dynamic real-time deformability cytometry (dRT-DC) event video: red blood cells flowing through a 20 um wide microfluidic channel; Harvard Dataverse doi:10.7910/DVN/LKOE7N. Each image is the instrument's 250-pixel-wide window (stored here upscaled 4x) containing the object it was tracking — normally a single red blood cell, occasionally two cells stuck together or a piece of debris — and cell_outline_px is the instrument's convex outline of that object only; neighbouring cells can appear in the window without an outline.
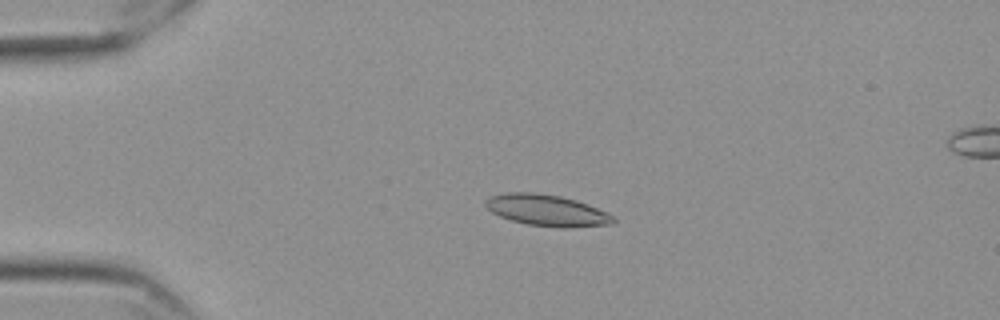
{"species": "Egyptian fruit bat (a non-hibernating species)", "species_latin": "Rousettus aegyptiacus", "temperature_condition": "cold", "stored_images_in_passage": 58, "camera_frame_rate_fps": 3000, "um_per_image_px": 0.085, "frame": {"image": 1, "passage_image": 14, "time_ms": 4.333, "image_size_px": [1000, 320], "cell_outline_px": [[616, 220], [612, 224], [528, 224], [512, 220], [500, 216], [492, 212], [484, 204], [484, 200], [492, 196], [504, 192], [532, 192], [560, 196], [576, 200], [588, 204], [616, 216]], "centroid_in_image_um": [46.41, 17.8], "position_along_channel_um": 38.6, "area_um2": 22.08}}
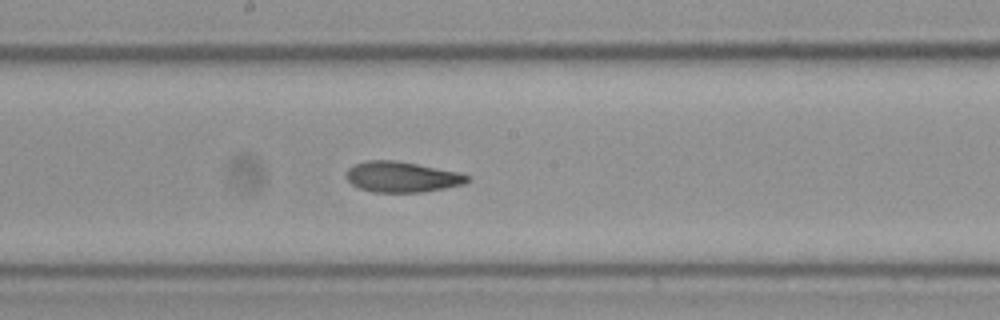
{"frame": {"image": 2, "passage_image": 32, "time_ms": 10.333, "image_size_px": [1000, 320], "cell_outline_px": [[472, 180], [464, 184], [444, 188], [420, 192], [372, 192], [360, 188], [352, 184], [344, 176], [348, 168], [356, 164], [368, 160], [392, 160], [416, 164], [460, 172], [472, 176]], "centroid_in_image_um": [34.19, 15.04], "position_along_channel_um": 214.0, "area_um2": 21.62}}
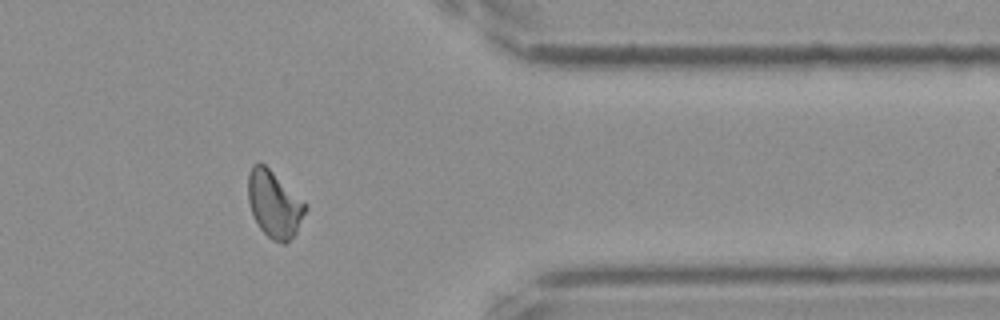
{"frame": {"image": 3, "passage_image": 48, "time_ms": 15.667, "image_size_px": [1000, 320], "cell_outline_px": [[308, 208], [296, 232], [284, 244], [272, 240], [260, 228], [252, 212], [248, 200], [248, 172], [252, 164], [260, 160], [308, 204]], "centroid_in_image_um": [23.31, 17.31], "position_along_channel_um": 388.1, "area_um2": 22.31}, "authors_computed_cell_mechanics": {"area_um2": 22.0218, "velocity_mm_per_s": 3.5369, "shape_relaxation_time_tau1_ms": 7.0105, "shape_relaxation_time_tau2_ms": 3.1843, "deformation_change_tau1": 0.1532, "deformation_change_tau2": 0.0823}}